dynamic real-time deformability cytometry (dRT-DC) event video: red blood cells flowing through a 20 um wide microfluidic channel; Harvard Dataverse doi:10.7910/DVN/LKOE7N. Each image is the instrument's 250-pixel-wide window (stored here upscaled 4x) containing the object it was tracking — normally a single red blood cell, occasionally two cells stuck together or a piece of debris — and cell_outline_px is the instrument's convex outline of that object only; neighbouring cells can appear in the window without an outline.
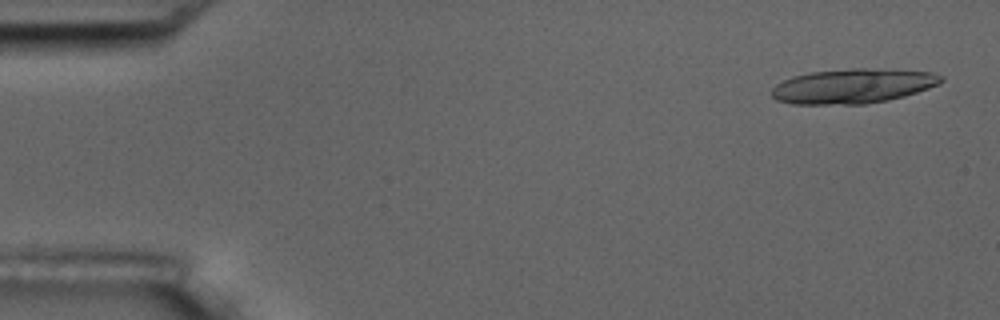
{"species": "common noctule bat (a hibernating species)", "species_latin": "Nyctalus noctula", "temperature_condition": "room temperature", "stored_images_in_passage": 5, "camera_frame_rate_fps": 3000, "um_per_image_px": 0.085, "animal": {"sex": "male", "body_mass_g": 17.5, "forearm_length_mm": 52.3}, "frame": {"image": 1, "passage_image": 1, "time_ms": 0.0, "image_size_px": [1000, 320], "cell_outline_px": [[944, 80], [940, 84], [904, 96], [888, 100], [864, 104], [792, 104], [776, 100], [772, 96], [772, 88], [776, 84], [792, 76], [812, 72], [852, 68], [864, 68], [932, 72], [944, 76]], "centroid_in_image_um": [72.5, 7.32], "position_along_channel_um": 12.5, "area_um2": 34.16}}